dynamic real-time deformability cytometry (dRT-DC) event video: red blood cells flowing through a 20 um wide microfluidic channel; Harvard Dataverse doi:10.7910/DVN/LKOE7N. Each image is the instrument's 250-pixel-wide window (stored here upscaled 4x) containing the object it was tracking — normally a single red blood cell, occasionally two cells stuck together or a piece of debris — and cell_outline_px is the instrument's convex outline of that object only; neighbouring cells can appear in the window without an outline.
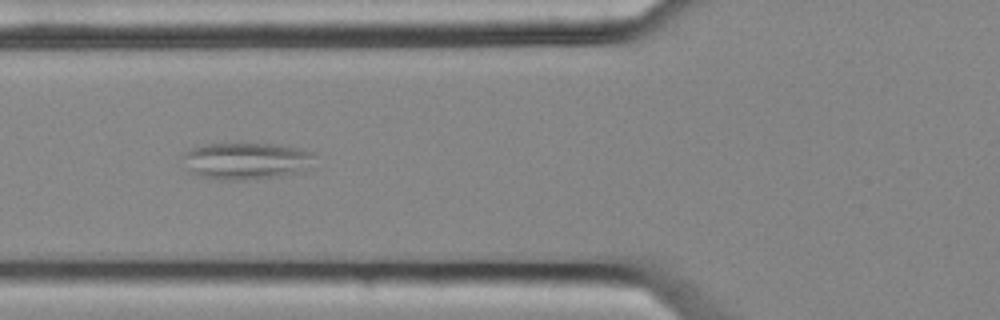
{"species": "common noctule bat (a hibernating species)", "species_latin": "Nyctalus noctula", "temperature_condition": "cold", "stored_images_in_passage": 12, "camera_frame_rate_fps": 3000, "um_per_image_px": 0.085, "animal": {"sex": "female", "body_mass_g": 25.1}, "frame": {"image": 1, "passage_image": 3, "time_ms": 0.667, "image_size_px": [1000, 320], "cell_outline_px": [[316, 156], [300, 172], [280, 176], [248, 180], [216, 180], [200, 176], [192, 172], [188, 168], [180, 156], [184, 152], [192, 148], [204, 144], [276, 144], [296, 148], [312, 152]], "centroid_in_image_um": [20.87, 13.68], "position_along_channel_um": 104.9, "area_um2": 28.21}}
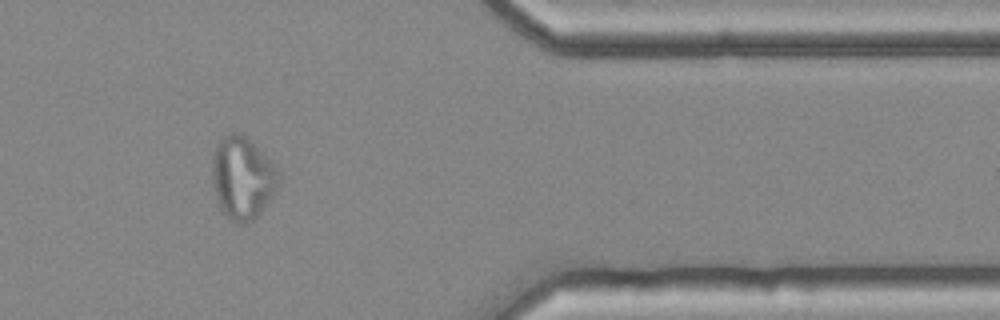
{"frame": {"image": 2, "passage_image": 10, "time_ms": 3.0, "image_size_px": [1000, 320], "cell_outline_px": [[280, 176], [276, 192], [260, 212], [252, 220], [244, 224], [240, 224], [232, 220], [220, 208], [212, 184], [212, 152], [220, 140], [224, 136], [232, 132], [240, 132], [280, 172]], "centroid_in_image_um": [20.58, 15.13], "position_along_channel_um": 390.8, "area_um2": 31.44}}
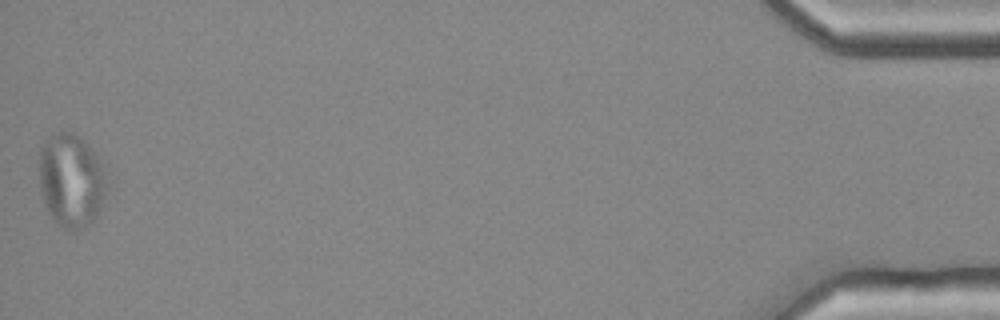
{"frame": {"image": 3, "passage_image": 12, "time_ms": 3.667, "image_size_px": [1000, 320], "cell_outline_px": [[108, 188], [100, 212], [92, 220], [80, 228], [72, 232], [56, 224], [48, 212], [40, 188], [40, 148], [48, 136], [56, 132], [72, 132], [80, 136], [92, 148], [108, 172]], "centroid_in_image_um": [6.1, 15.32], "position_along_channel_um": 429.1, "area_um2": 37.51}}